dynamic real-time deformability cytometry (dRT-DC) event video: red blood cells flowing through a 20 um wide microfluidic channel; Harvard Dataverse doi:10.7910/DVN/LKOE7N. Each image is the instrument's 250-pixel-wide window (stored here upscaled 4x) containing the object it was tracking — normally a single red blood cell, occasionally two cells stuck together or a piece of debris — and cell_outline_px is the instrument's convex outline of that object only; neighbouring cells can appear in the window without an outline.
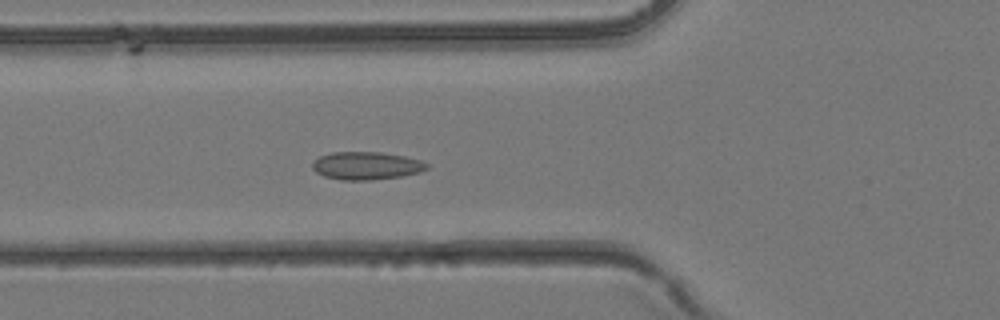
{"species": "common noctule bat (a hibernating species)", "species_latin": "Nyctalus noctula", "temperature_condition": "room temperature", "stored_images_in_passage": 21, "camera_frame_rate_fps": 3000, "um_per_image_px": 0.085, "animal": {"sex": "female", "body_mass_g": 24.6, "forearm_length_mm": 56.2}, "frame": {"image": 1, "passage_image": 15, "time_ms": 4.667, "image_size_px": [1000, 320], "cell_outline_px": [[428, 168], [420, 172], [400, 176], [368, 180], [340, 180], [324, 176], [316, 172], [312, 168], [312, 160], [320, 156], [332, 152], [380, 152], [404, 156], [420, 160], [428, 164]], "centroid_in_image_um": [31.1, 14.08], "position_along_channel_um": 94.7, "area_um2": 18.55}}
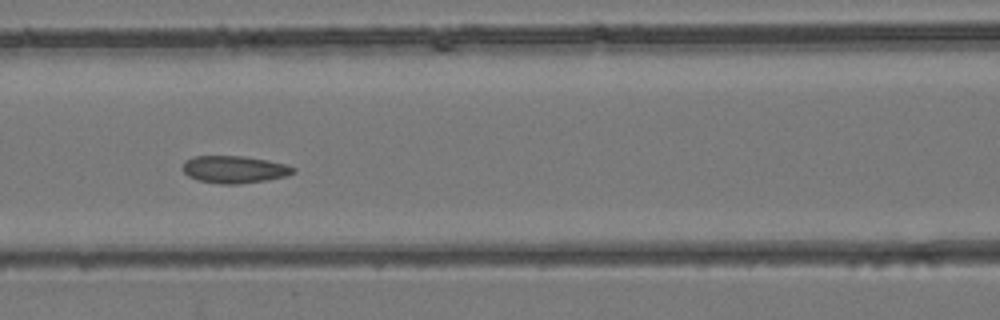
{"frame": {"image": 2, "passage_image": 18, "time_ms": 5.667, "image_size_px": [1000, 320], "cell_outline_px": [[296, 172], [288, 176], [268, 180], [240, 184], [224, 184], [200, 180], [188, 176], [184, 172], [184, 160], [196, 156], [244, 156], [268, 160], [284, 164], [296, 168]], "centroid_in_image_um": [19.98, 14.4], "position_along_channel_um": 146.6, "area_um2": 17.57}}
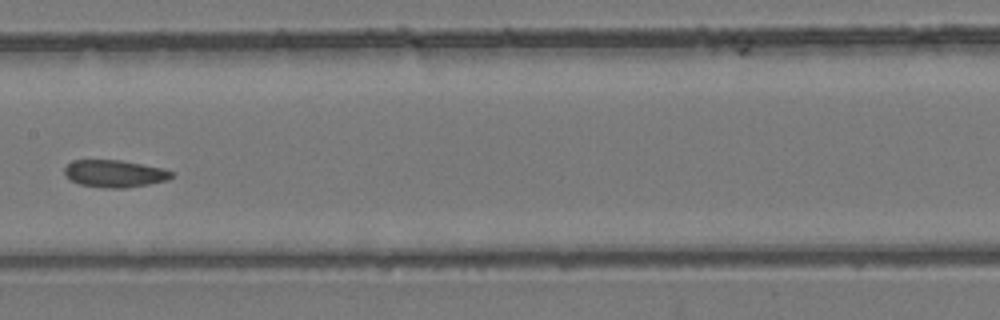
{"frame": {"image": 3, "passage_image": 21, "time_ms": 6.667, "image_size_px": [1000, 320], "cell_outline_px": [[172, 176], [168, 180], [148, 184], [124, 188], [108, 188], [80, 184], [68, 180], [64, 172], [64, 168], [72, 160], [120, 160], [164, 168], [172, 172]], "centroid_in_image_um": [9.72, 14.75], "position_along_channel_um": 197.7, "area_um2": 16.99}}